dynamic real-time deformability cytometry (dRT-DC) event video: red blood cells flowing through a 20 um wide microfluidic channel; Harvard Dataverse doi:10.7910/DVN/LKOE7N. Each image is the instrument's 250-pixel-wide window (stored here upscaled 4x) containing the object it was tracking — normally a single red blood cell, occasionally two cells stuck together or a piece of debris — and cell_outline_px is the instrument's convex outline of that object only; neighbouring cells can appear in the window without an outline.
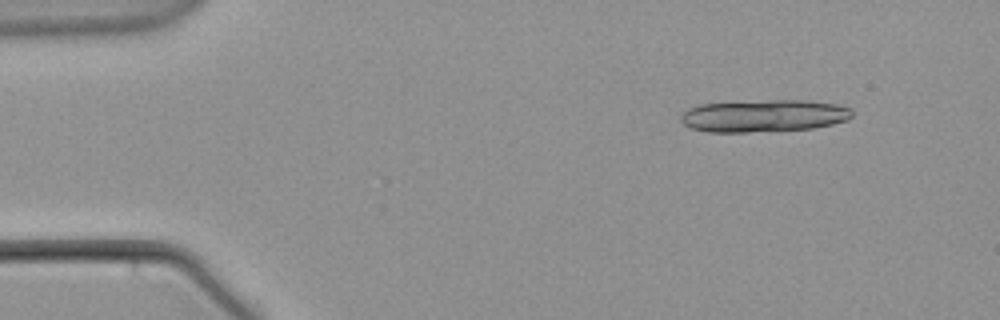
{"species": "common noctule bat (a hibernating species)", "species_latin": "Nyctalus noctula", "temperature_condition": "warm", "stored_images_in_passage": 19, "camera_frame_rate_fps": 3000, "um_per_image_px": 0.085, "animal": {"sex": "male", "body_mass_g": 21.5, "forearm_length_mm": 52.0}, "frame": {"image": 1, "passage_image": 2, "time_ms": 0.333, "image_size_px": [1000, 320], "cell_outline_px": [[852, 116], [848, 120], [832, 124], [812, 128], [748, 132], [708, 132], [692, 128], [684, 124], [680, 120], [680, 116], [688, 108], [700, 104], [768, 100], [808, 100], [836, 104], [852, 108]], "centroid_in_image_um": [64.93, 9.84], "position_along_channel_um": 20.1, "area_um2": 32.25}}